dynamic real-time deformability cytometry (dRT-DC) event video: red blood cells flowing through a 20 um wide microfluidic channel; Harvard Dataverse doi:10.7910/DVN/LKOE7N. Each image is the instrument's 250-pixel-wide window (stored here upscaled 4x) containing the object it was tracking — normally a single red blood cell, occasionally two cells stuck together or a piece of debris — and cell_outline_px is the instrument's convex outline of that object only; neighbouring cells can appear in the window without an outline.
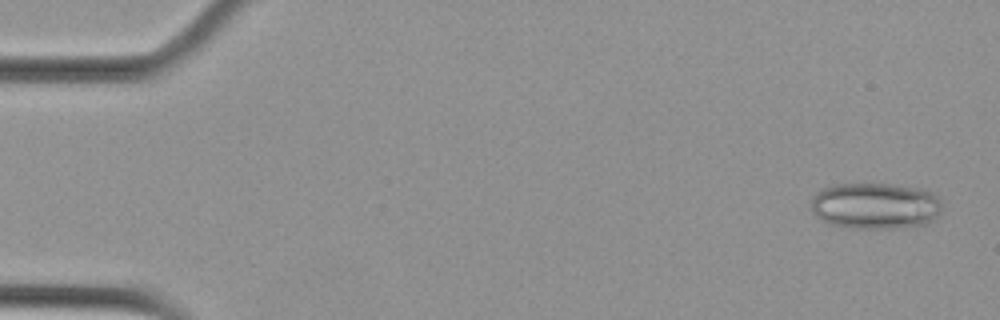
{"species": "Egyptian fruit bat (a non-hibernating species)", "species_latin": "Rousettus aegyptiacus", "temperature_condition": "cold", "stored_images_in_passage": 53, "camera_frame_rate_fps": 3000, "um_per_image_px": 0.085, "animal": {"sex": "female"}, "frame": {"image": 1, "passage_image": 2, "time_ms": 0.333, "image_size_px": [1000, 320], "cell_outline_px": [[940, 212], [932, 220], [924, 224], [892, 228], [856, 228], [832, 224], [816, 216], [812, 212], [812, 196], [816, 192], [824, 188], [836, 184], [892, 184], [920, 188], [932, 192], [940, 200]], "centroid_in_image_um": [74.39, 17.48], "position_along_channel_um": 10.6, "area_um2": 35.08}}
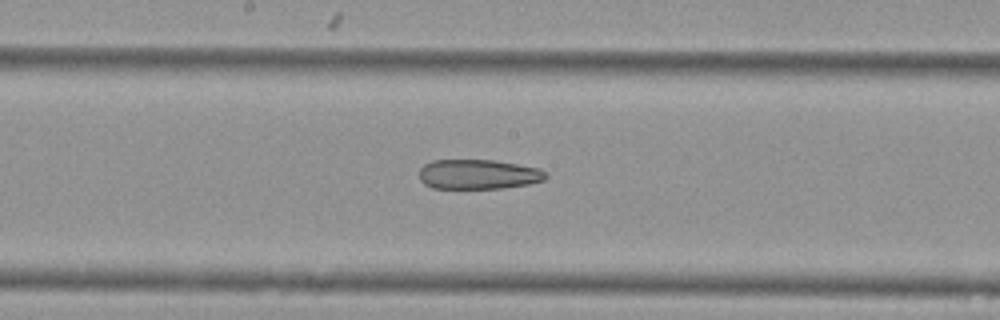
{"frame": {"image": 2, "passage_image": 28, "time_ms": 9.0, "image_size_px": [1000, 320], "cell_outline_px": [[548, 176], [544, 180], [528, 184], [504, 188], [432, 188], [424, 184], [420, 180], [420, 168], [424, 164], [432, 160], [496, 160], [540, 168]], "centroid_in_image_um": [40.65, 14.81], "position_along_channel_um": 207.5, "area_um2": 22.02}}
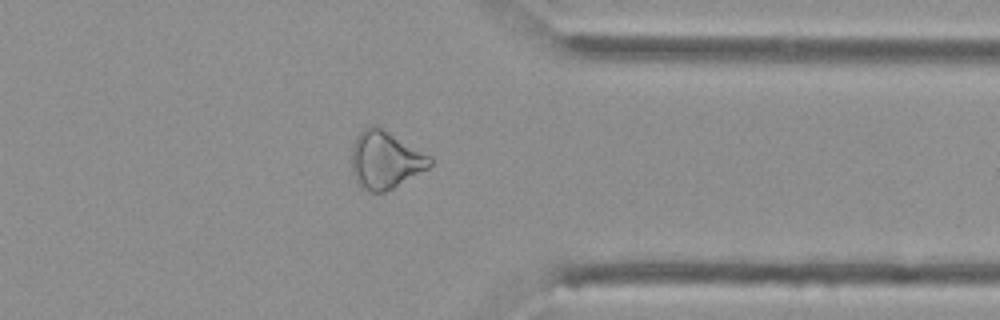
{"frame": {"image": 3, "passage_image": 42, "time_ms": 13.667, "image_size_px": [1000, 320], "cell_outline_px": [[432, 164], [428, 168], [392, 188], [384, 192], [372, 192], [360, 188], [352, 172], [352, 148], [356, 136], [368, 124], [376, 124], [432, 156]], "centroid_in_image_um": [32.74, 13.56], "position_along_channel_um": 378.7, "area_um2": 26.41}}